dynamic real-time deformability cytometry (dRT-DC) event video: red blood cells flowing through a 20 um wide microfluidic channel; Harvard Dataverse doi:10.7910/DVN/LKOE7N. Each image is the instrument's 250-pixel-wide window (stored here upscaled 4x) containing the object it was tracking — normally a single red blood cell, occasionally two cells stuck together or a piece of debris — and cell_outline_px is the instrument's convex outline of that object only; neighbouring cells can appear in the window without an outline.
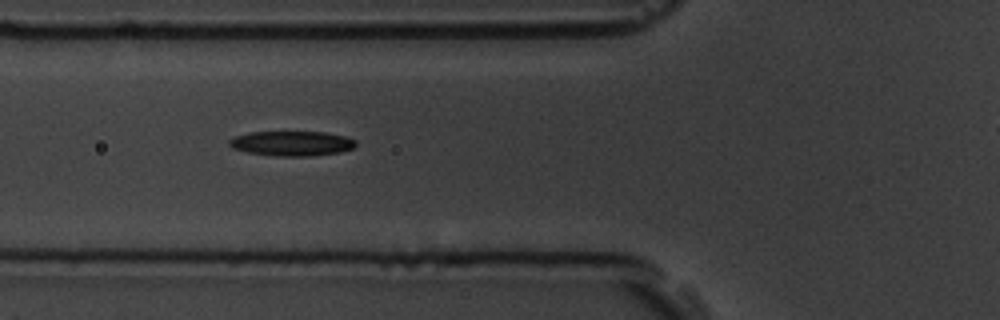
{"species": "common noctule bat (a hibernating species)", "species_latin": "Nyctalus noctula", "temperature_condition": "room temperature", "stored_images_in_passage": 6, "camera_frame_rate_fps": 3000, "um_per_image_px": 0.085, "animal": {"sex": "male", "body_mass_g": 19.5, "forearm_length_mm": 54.6}, "frame": {"image": 1, "passage_image": 5, "time_ms": 4.0, "image_size_px": [1000, 320], "cell_outline_px": [[356, 144], [352, 148], [340, 152], [312, 156], [276, 156], [248, 152], [232, 148], [228, 144], [228, 140], [232, 136], [248, 132], [324, 132], [344, 136], [356, 140]], "centroid_in_image_um": [24.76, 12.19], "position_along_channel_um": 101.0, "area_um2": 18.38}}
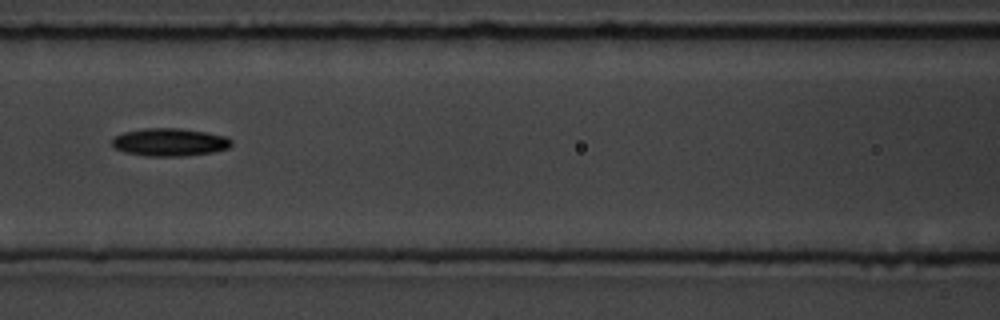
{"frame": {"image": 2, "passage_image": 6, "time_ms": 5.333, "image_size_px": [1000, 320], "cell_outline_px": [[232, 144], [228, 148], [212, 152], [184, 156], [148, 156], [124, 152], [112, 148], [112, 136], [124, 132], [144, 128], [180, 128], [228, 136], [232, 140]], "centroid_in_image_um": [14.39, 12.08], "position_along_channel_um": 152.2, "area_um2": 19.54}}